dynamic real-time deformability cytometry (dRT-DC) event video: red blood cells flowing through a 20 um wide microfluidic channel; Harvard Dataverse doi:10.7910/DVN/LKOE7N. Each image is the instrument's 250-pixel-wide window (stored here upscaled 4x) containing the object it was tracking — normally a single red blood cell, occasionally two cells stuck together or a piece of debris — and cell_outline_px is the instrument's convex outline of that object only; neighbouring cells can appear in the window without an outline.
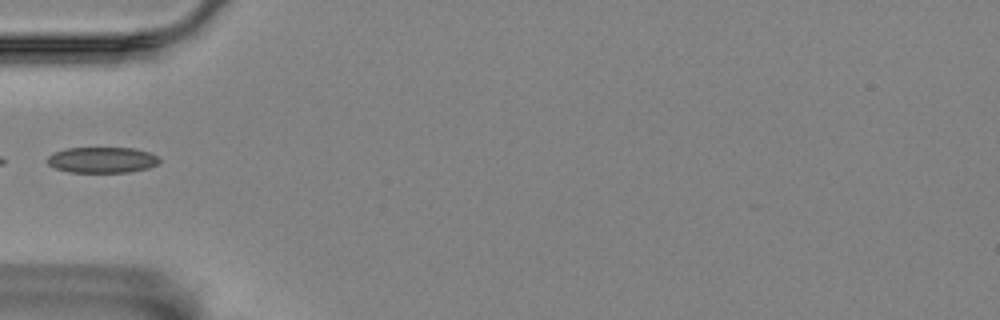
{"species": "Egyptian fruit bat (a non-hibernating species)", "species_latin": "Rousettus aegyptiacus", "temperature_condition": "room temperature", "stored_images_in_passage": 3, "segment_of_instrument_passage": [2, 2], "camera_frame_rate_fps": 3000, "um_per_image_px": 0.085, "animal": {"sex": "female"}, "frame": {"image": 1, "passage_image": 3, "time_ms": 0.667, "image_size_px": [1000, 320], "cell_outline_px": [[160, 160], [156, 164], [148, 168], [128, 172], [68, 172], [56, 168], [48, 164], [48, 156], [64, 148], [136, 148], [148, 152], [156, 156]], "centroid_in_image_um": [8.67, 13.59], "position_along_channel_um": 76.3, "area_um2": 16.7}}